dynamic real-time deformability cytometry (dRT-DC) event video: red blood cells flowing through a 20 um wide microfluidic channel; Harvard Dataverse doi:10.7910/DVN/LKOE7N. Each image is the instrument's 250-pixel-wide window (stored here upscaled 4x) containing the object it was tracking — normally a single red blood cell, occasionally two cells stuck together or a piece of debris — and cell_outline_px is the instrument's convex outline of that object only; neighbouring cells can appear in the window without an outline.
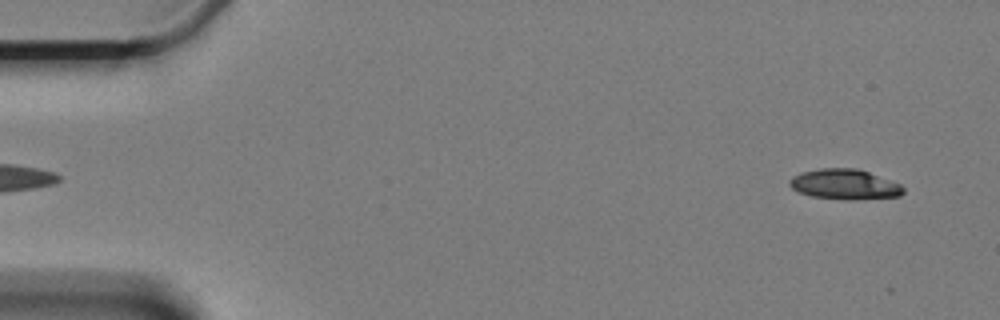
{"species": "Egyptian fruit bat (a non-hibernating species)", "species_latin": "Rousettus aegyptiacus", "temperature_condition": "cold", "stored_images_in_passage": 58, "camera_frame_rate_fps": 3000, "um_per_image_px": 0.085, "animal": {"sex": "female"}, "frame": {"image": 1, "passage_image": 2, "time_ms": 0.333, "image_size_px": [1000, 320], "cell_outline_px": [[904, 192], [900, 196], [852, 200], [848, 200], [812, 196], [800, 192], [792, 188], [788, 184], [788, 180], [792, 176], [804, 172], [820, 168], [856, 168], [868, 172], [900, 184], [904, 188]], "centroid_in_image_um": [71.78, 15.67], "position_along_channel_um": 13.2, "area_um2": 19.88}}
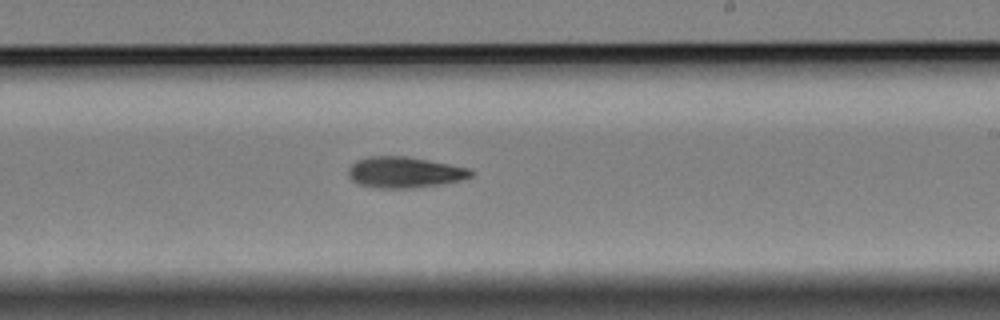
{"frame": {"image": 2, "passage_image": 34, "time_ms": 11.0, "image_size_px": [1000, 320], "cell_outline_px": [[476, 172], [472, 176], [460, 180], [440, 184], [412, 188], [376, 188], [360, 184], [352, 180], [348, 176], [348, 168], [356, 160], [368, 156], [404, 156], [428, 160], [472, 168]], "centroid_in_image_um": [34.4, 14.64], "position_along_channel_um": 254.6, "area_um2": 22.25}}
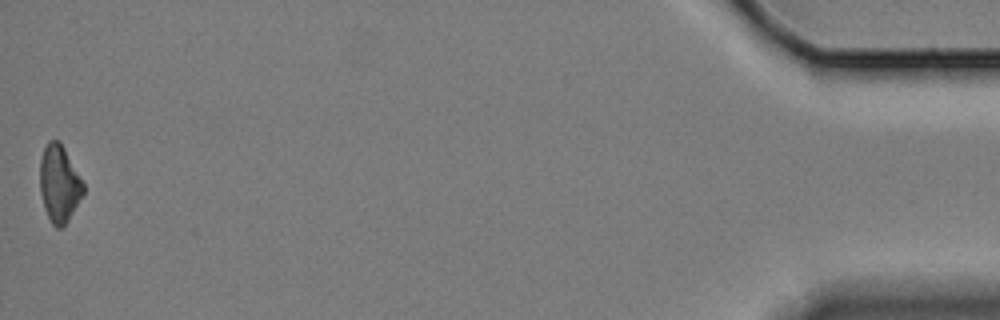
{"frame": {"image": 3, "passage_image": 58, "time_ms": 19.0, "image_size_px": [1000, 320], "cell_outline_px": [[84, 192], [64, 228], [56, 228], [52, 224], [44, 208], [40, 192], [40, 160], [44, 148], [48, 140], [60, 140], [84, 184]], "centroid_in_image_um": [5.03, 15.62], "position_along_channel_um": 430.2, "area_um2": 19.48}, "authors_computed_cell_mechanics": {"area_um2": 20.9814, "velocity_mm_per_s": 3.3313, "shape_relaxation_time_tau1_ms": 5.6576, "shape_relaxation_time_tau2_ms": null, "deformation_change_tau1": 0.126, "deformation_change_tau2": null}}